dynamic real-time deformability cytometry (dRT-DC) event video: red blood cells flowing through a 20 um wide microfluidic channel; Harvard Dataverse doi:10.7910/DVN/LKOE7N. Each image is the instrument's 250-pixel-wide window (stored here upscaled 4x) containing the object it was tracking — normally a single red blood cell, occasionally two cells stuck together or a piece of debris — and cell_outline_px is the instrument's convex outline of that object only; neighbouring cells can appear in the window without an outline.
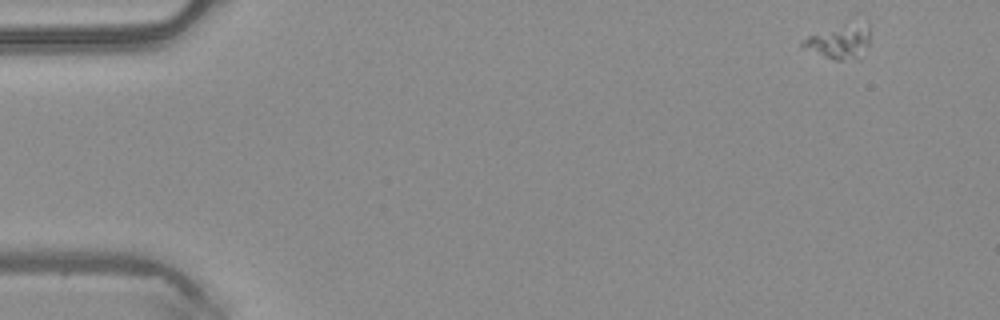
{"species": "common noctule bat (a hibernating species)", "species_latin": "Nyctalus noctula", "temperature_condition": "warm", "stored_images_in_passage": 48, "camera_frame_rate_fps": 3000, "um_per_image_px": 0.085, "animal": {"sex": "male", "body_mass_g": 20.4}, "frame": {"image": 1, "passage_image": 1, "time_ms": 0.0, "image_size_px": [1000, 320], "cell_outline_px": [[868, 44], [852, 56], [840, 60], [836, 60], [804, 48], [800, 44], [808, 36], [860, 20], [868, 20]], "centroid_in_image_um": [71.35, 3.46], "position_along_channel_um": 13.7, "area_um2": 12.37}}
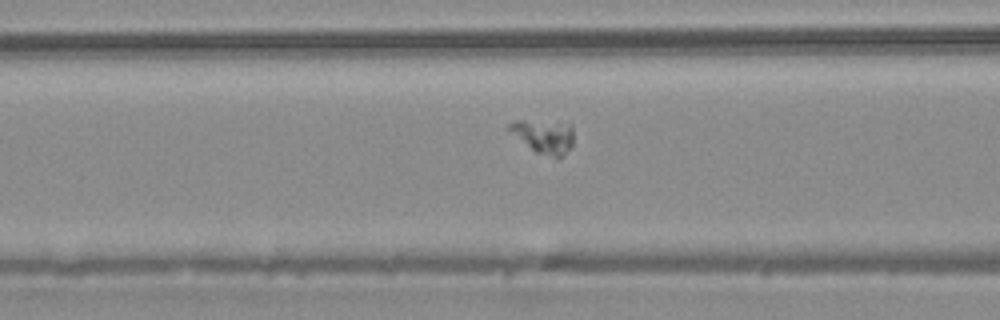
{"frame": {"image": 2, "passage_image": 18, "time_ms": 5.667, "image_size_px": [1000, 320], "cell_outline_px": [[572, 148], [556, 160], [536, 152], [504, 128], [508, 124], [516, 120], [524, 120], [556, 124], [572, 128]], "centroid_in_image_um": [46.16, 11.65], "position_along_channel_um": 120.4, "area_um2": 12.31}}
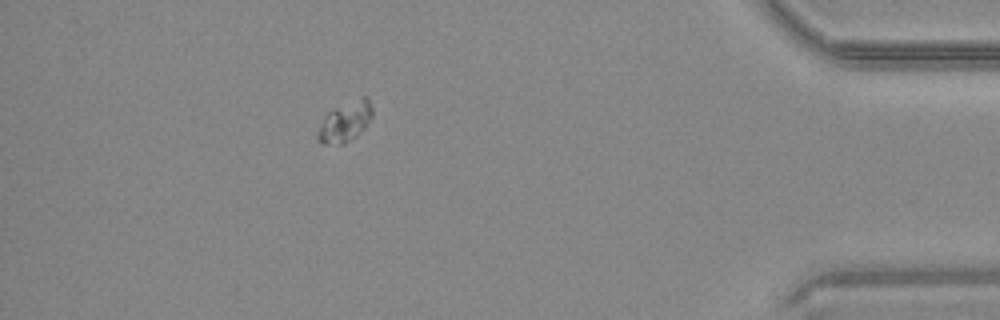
{"frame": {"image": 3, "passage_image": 43, "time_ms": 14.0, "image_size_px": [1000, 320], "cell_outline_px": [[372, 116], [364, 128], [356, 136], [344, 144], [324, 144], [316, 136], [316, 132], [324, 116], [328, 112], [336, 108], [364, 96], [368, 96], [372, 108]], "centroid_in_image_um": [29.33, 10.36], "position_along_channel_um": 405.9, "area_um2": 12.54}}